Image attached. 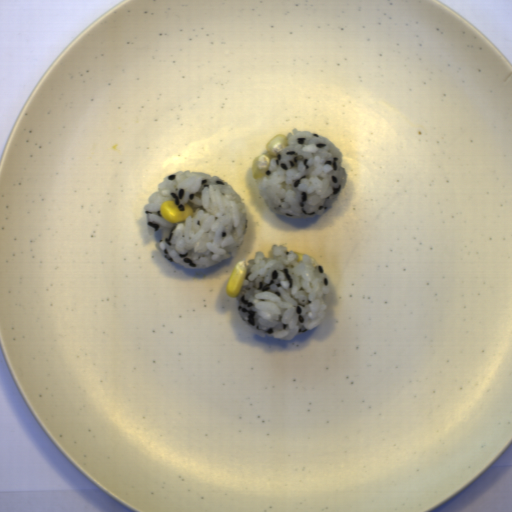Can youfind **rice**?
<instances>
[{"instance_id": "obj_1", "label": "rice", "mask_w": 512, "mask_h": 512, "mask_svg": "<svg viewBox=\"0 0 512 512\" xmlns=\"http://www.w3.org/2000/svg\"><path fill=\"white\" fill-rule=\"evenodd\" d=\"M173 200L181 211L190 204L193 215L184 222L170 224L159 214V206ZM245 199L221 176L204 171L178 170L157 185V191L143 206L147 231L162 230L158 244L171 263L191 269H207L232 257L243 245L249 217Z\"/></svg>"}, {"instance_id": "obj_2", "label": "rice", "mask_w": 512, "mask_h": 512, "mask_svg": "<svg viewBox=\"0 0 512 512\" xmlns=\"http://www.w3.org/2000/svg\"><path fill=\"white\" fill-rule=\"evenodd\" d=\"M283 244L248 259L247 274L236 297L238 315L260 339L292 341L320 326L328 313L330 276L308 254L297 260Z\"/></svg>"}, {"instance_id": "obj_3", "label": "rice", "mask_w": 512, "mask_h": 512, "mask_svg": "<svg viewBox=\"0 0 512 512\" xmlns=\"http://www.w3.org/2000/svg\"><path fill=\"white\" fill-rule=\"evenodd\" d=\"M288 145L270 157L271 165L257 178L263 200L277 216L309 219L324 215L348 183L344 156L320 133L292 128Z\"/></svg>"}]
</instances>
